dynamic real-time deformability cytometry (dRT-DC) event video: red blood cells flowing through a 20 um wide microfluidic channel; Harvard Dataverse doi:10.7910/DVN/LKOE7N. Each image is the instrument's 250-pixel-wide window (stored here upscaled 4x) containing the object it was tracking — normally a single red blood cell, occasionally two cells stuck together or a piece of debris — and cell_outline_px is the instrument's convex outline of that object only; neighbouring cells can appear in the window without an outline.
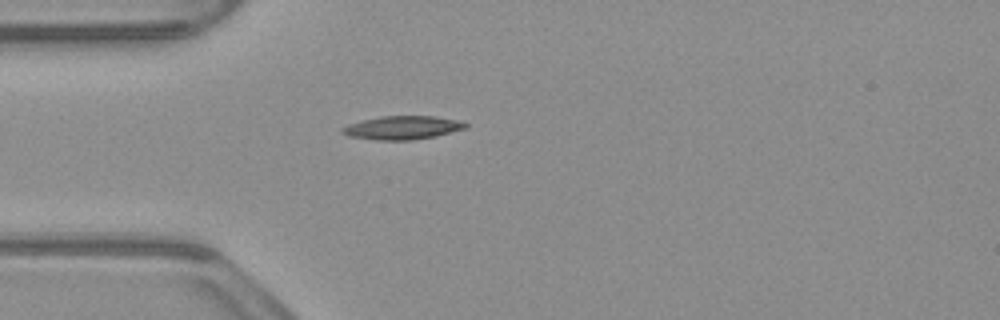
{"species": "common noctule bat (a hibernating species)", "species_latin": "Nyctalus noctula", "temperature_condition": "warm", "stored_images_in_passage": 39, "camera_frame_rate_fps": 3000, "um_per_image_px": 0.085, "animal": {"sex": "male", "body_mass_g": 23.1, "forearm_length_mm": 52.7}, "frame": {"image": 1, "passage_image": 1, "time_ms": 0.0, "image_size_px": [1000, 320], "cell_outline_px": [[468, 128], [436, 136], [412, 140], [376, 140], [348, 136], [340, 132], [340, 128], [348, 124], [380, 116], [436, 116], [456, 120], [468, 124]], "centroid_in_image_um": [34.19, 10.86], "position_along_channel_um": 50.8, "area_um2": 16.94}}
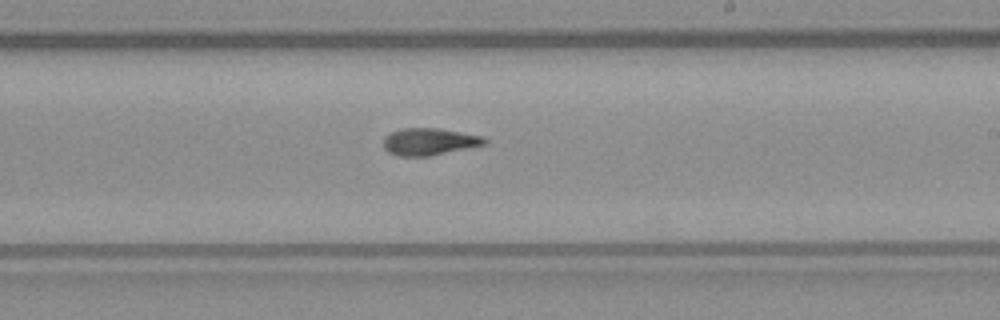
{"frame": {"image": 2, "passage_image": 17, "time_ms": 5.333, "image_size_px": [1000, 320], "cell_outline_px": [[488, 144], [428, 156], [400, 156], [388, 152], [384, 148], [384, 136], [400, 128], [436, 128], [484, 136], [488, 140]], "centroid_in_image_um": [36.5, 12.04], "position_along_channel_um": 252.5, "area_um2": 15.95}}
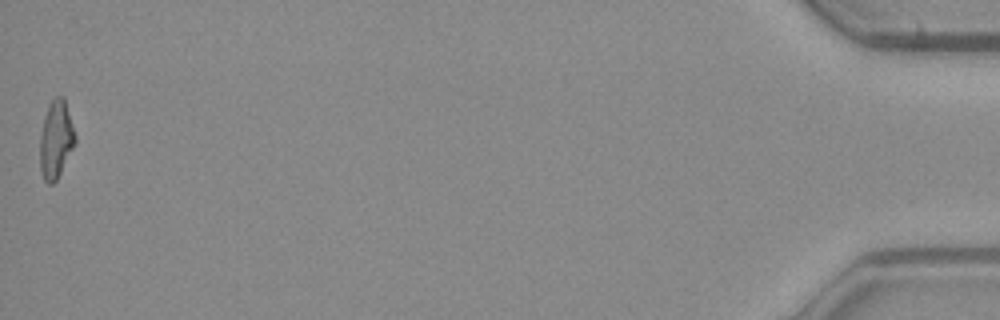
{"frame": {"image": 3, "passage_image": 39, "time_ms": 12.667, "image_size_px": [1000, 320], "cell_outline_px": [[76, 140], [56, 180], [52, 184], [48, 184], [44, 180], [40, 168], [40, 136], [44, 116], [48, 104], [56, 96], [64, 96], [76, 136]], "centroid_in_image_um": [4.74, 11.82], "position_along_channel_um": 430.5, "area_um2": 15.78}, "authors_computed_cell_mechanics": {"area_um2": 15.9528, "velocity_mm_per_s": 3.9142, "shape_relaxation_time_tau1_ms": 10.4452, "shape_relaxation_time_tau2_ms": 4.2734, "deformation_change_tau1": 0.2864, "deformation_change_tau2": 0.1298}}